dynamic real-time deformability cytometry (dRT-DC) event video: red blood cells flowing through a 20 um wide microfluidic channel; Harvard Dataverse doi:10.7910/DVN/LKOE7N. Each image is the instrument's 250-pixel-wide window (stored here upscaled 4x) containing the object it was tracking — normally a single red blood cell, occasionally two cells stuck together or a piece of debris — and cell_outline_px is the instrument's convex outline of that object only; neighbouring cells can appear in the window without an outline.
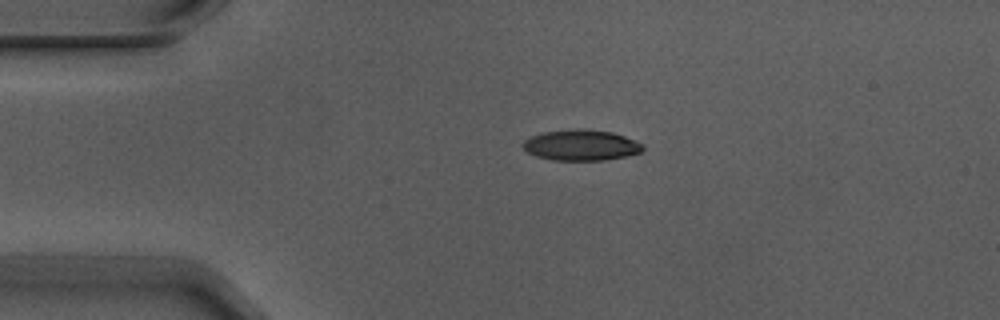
{"species": "Egyptian fruit bat (a non-hibernating species)", "species_latin": "Rousettus aegyptiacus", "temperature_condition": "warm", "stored_images_in_passage": 2, "camera_frame_rate_fps": 3000, "um_per_image_px": 0.085, "animal": {"sex": "male"}, "frame": {"image": 1, "passage_image": 1, "time_ms": 0.0, "image_size_px": [1000, 320], "cell_outline_px": [[644, 148], [640, 152], [628, 156], [604, 160], [552, 160], [536, 156], [528, 152], [520, 144], [524, 140], [532, 136], [544, 132], [612, 132], [624, 136], [644, 144]], "centroid_in_image_um": [49.41, 12.4], "position_along_channel_um": 35.6, "area_um2": 20.52}}